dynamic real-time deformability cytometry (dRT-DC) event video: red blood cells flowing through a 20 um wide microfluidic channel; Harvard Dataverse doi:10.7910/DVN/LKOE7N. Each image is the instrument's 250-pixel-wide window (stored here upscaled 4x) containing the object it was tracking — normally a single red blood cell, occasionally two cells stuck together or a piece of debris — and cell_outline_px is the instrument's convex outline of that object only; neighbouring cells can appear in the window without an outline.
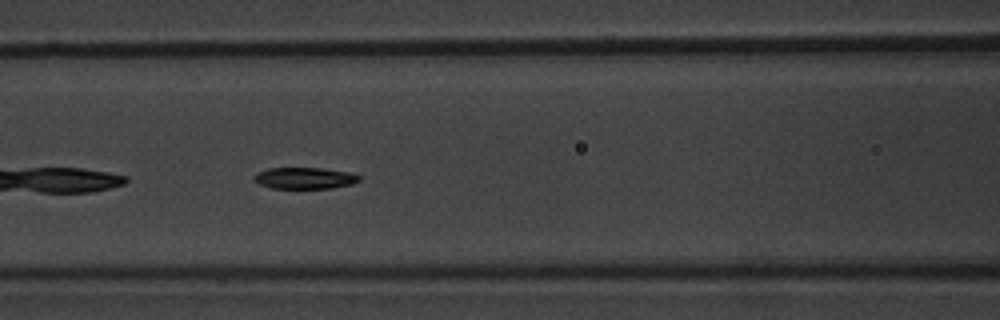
{"species": "common noctule bat (a hibernating species)", "species_latin": "Nyctalus noctula", "temperature_condition": "warm", "stored_images_in_passage": 37, "camera_frame_rate_fps": 3000, "um_per_image_px": 0.085, "animal": {"sex": "male", "body_mass_g": 20.1, "forearm_length_mm": 53.5}, "frame": {"image": 1, "passage_image": 7, "time_ms": 2.0, "image_size_px": [1000, 320], "cell_outline_px": [[360, 180], [352, 184], [332, 188], [272, 188], [260, 184], [252, 180], [252, 176], [256, 172], [268, 168], [320, 168], [352, 172], [360, 176]], "centroid_in_image_um": [25.88, 15.13], "position_along_channel_um": 140.7, "area_um2": 13.29}}
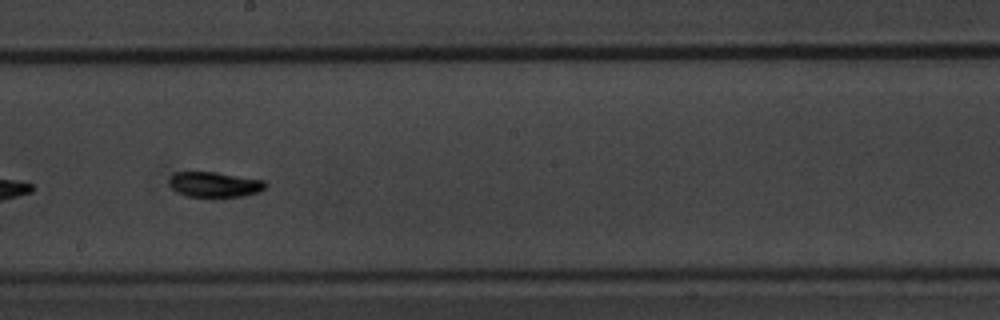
{"frame": {"image": 2, "passage_image": 14, "time_ms": 4.333, "image_size_px": [1000, 320], "cell_outline_px": [[268, 184], [260, 192], [244, 196], [212, 200], [188, 196], [172, 188], [168, 184], [168, 180], [176, 172], [216, 172], [264, 180]], "centroid_in_image_um": [18.27, 15.73], "position_along_channel_um": 229.9, "area_um2": 14.8}}
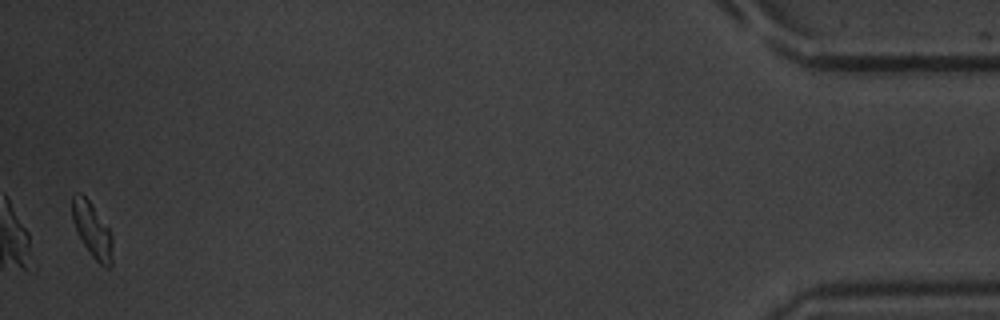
{"frame": {"image": 3, "passage_image": 36, "time_ms": 11.667, "image_size_px": [1000, 320], "cell_outline_px": [[112, 264], [108, 268], [100, 264], [92, 256], [76, 232], [72, 220], [72, 192], [80, 192], [92, 204], [108, 228], [112, 236]], "centroid_in_image_um": [7.82, 19.52], "position_along_channel_um": 427.4, "area_um2": 12.89}, "authors_computed_cell_mechanics": {"area_um2": 14.0454, "velocity_mm_per_s": 3.8351, "shape_relaxation_time_tau1_ms": 2.0399, "shape_relaxation_time_tau2_ms": null, "deformation_change_tau1": 0.1301, "deformation_change_tau2": null}}